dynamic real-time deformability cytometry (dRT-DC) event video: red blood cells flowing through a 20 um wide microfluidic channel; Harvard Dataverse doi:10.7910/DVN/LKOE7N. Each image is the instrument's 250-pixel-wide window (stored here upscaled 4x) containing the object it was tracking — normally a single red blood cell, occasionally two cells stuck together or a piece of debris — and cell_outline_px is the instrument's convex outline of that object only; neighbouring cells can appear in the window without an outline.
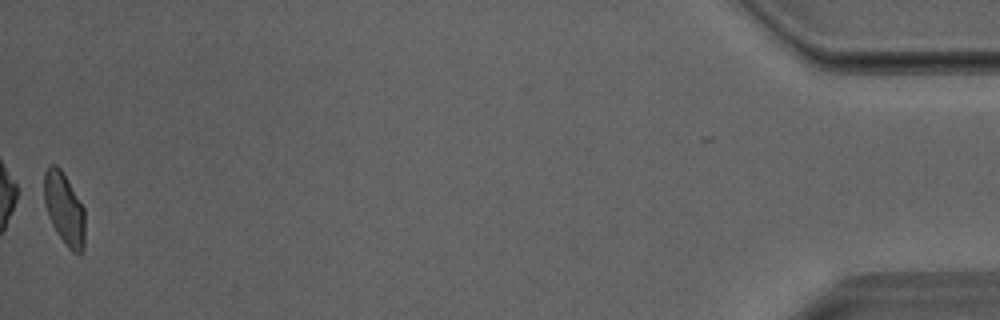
{"species": "Egyptian fruit bat (a non-hibernating species)", "species_latin": "Rousettus aegyptiacus", "temperature_condition": "room temperature", "stored_images_in_passage": 33, "camera_frame_rate_fps": 3000, "um_per_image_px": 0.085, "animal": {"sex": "male"}, "frame": {"image": 1, "passage_image": 32, "time_ms": 10.333, "image_size_px": [1000, 320], "cell_outline_px": [[84, 248], [80, 252], [72, 252], [68, 248], [56, 232], [48, 216], [44, 200], [44, 172], [48, 164], [56, 164], [60, 168], [84, 208]], "centroid_in_image_um": [5.44, 17.73], "position_along_channel_um": 429.8, "area_um2": 17.05}}